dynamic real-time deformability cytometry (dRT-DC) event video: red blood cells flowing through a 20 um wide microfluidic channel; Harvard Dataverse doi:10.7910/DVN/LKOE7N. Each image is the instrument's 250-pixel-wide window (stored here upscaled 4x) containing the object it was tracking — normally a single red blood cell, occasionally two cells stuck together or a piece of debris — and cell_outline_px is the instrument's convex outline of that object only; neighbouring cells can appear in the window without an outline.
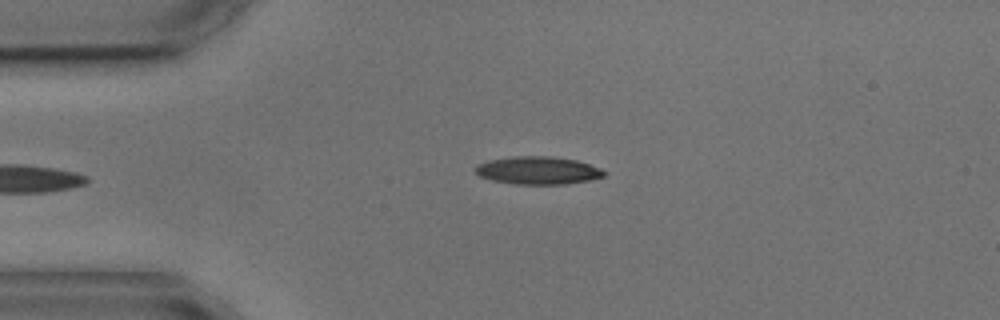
{"species": "common noctule bat (a hibernating species)", "species_latin": "Nyctalus noctula", "temperature_condition": "cold", "stored_images_in_passage": 4, "camera_frame_rate_fps": 3000, "um_per_image_px": 0.085, "animal": {"sex": "male", "body_mass_g": 17.9, "forearm_length_mm": 54.2}, "frame": {"image": 1, "passage_image": 4, "time_ms": 4.667, "image_size_px": [1000, 320], "cell_outline_px": [[608, 172], [604, 176], [588, 180], [568, 184], [516, 184], [492, 180], [480, 176], [472, 168], [476, 164], [488, 160], [516, 156], [548, 156], [576, 160], [600, 168]], "centroid_in_image_um": [45.7, 14.48], "position_along_channel_um": 39.3, "area_um2": 20.87}}